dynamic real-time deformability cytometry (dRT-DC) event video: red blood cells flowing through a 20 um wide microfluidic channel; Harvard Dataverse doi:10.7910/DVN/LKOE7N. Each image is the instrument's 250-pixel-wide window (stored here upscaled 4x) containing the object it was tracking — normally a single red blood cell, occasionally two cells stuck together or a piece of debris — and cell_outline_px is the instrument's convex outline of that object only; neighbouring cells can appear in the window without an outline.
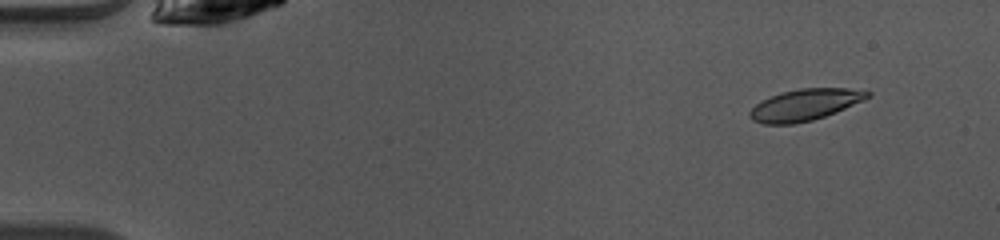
{"species": "common noctule bat (a hibernating species)", "species_latin": "Nyctalus noctula", "temperature_condition": "warm", "stored_images_in_passage": 45, "camera_frame_rate_fps": 3000, "um_per_image_px": 0.085, "animal": {"sex": "female", "body_mass_g": 10.0, "forearm_length_mm": 53.1}, "frame": {"image": 1, "passage_image": 1, "time_ms": 0.0, "image_size_px": [1000, 240], "cell_outline_px": [[872, 96], [864, 100], [836, 112], [812, 120], [792, 124], [764, 124], [752, 120], [748, 116], [748, 112], [756, 104], [772, 96], [784, 92], [800, 88], [864, 88], [872, 92]], "centroid_in_image_um": [68.49, 8.9], "position_along_channel_um": 16.5, "area_um2": 21.68}}
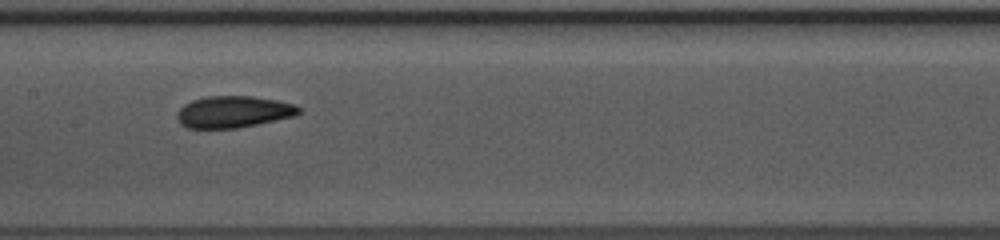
{"frame": {"image": 2, "passage_image": 21, "time_ms": 6.667, "image_size_px": [1000, 240], "cell_outline_px": [[300, 112], [296, 116], [236, 128], [188, 128], [180, 124], [176, 120], [176, 112], [184, 104], [192, 100], [204, 96], [252, 96], [280, 100], [296, 104], [300, 108]], "centroid_in_image_um": [19.83, 9.49], "position_along_channel_um": 187.6, "area_um2": 22.77}}
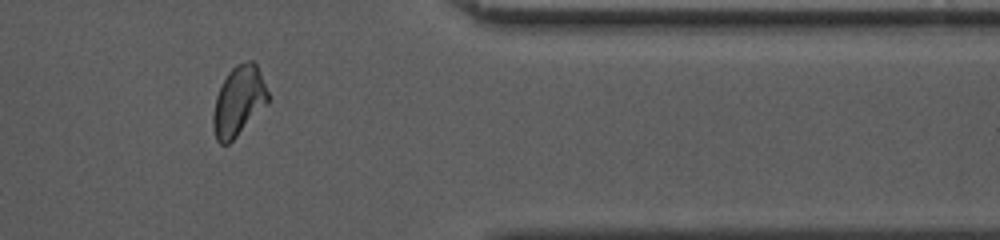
{"frame": {"image": 3, "passage_image": 37, "time_ms": 12.0, "image_size_px": [1000, 240], "cell_outline_px": [[268, 104], [228, 144], [220, 144], [216, 140], [212, 124], [212, 116], [216, 96], [228, 72], [236, 64], [248, 60], [252, 60], [256, 64], [260, 72], [268, 92]], "centroid_in_image_um": [20.28, 8.59], "position_along_channel_um": 391.1, "area_um2": 22.2}, "authors_computed_cell_mechanics": {"area_um2": 22.3108, "velocity_mm_per_s": 4.0852, "shape_relaxation_time_tau1_ms": 4.3182, "shape_relaxation_time_tau2_ms": 1.9478, "deformation_change_tau1": 0.1534, "deformation_change_tau2": 0.0734}}